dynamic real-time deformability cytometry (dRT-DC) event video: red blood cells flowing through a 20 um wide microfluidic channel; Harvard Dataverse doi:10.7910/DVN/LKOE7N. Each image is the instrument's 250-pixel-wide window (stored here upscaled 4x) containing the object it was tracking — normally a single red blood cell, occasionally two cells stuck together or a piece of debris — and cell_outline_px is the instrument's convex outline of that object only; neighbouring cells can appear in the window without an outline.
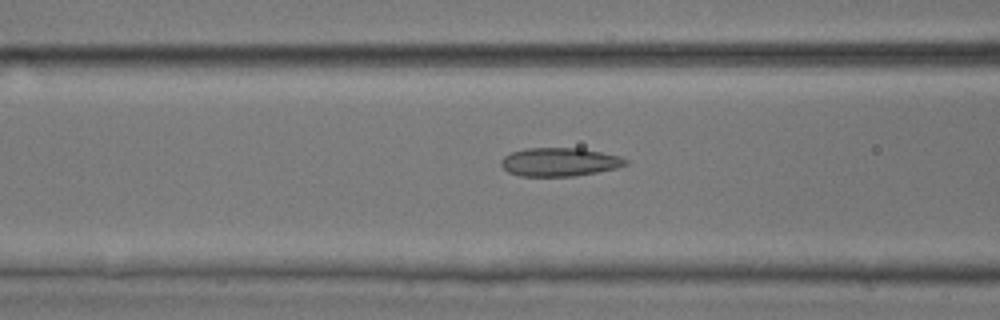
{"species": "common noctule bat (a hibernating species)", "species_latin": "Nyctalus noctula", "temperature_condition": "room temperature", "stored_images_in_passage": 49, "camera_frame_rate_fps": 3000, "um_per_image_px": 0.085, "animal": {"sex": "male", "body_mass_g": 17.9, "forearm_length_mm": 54.2}, "frame": {"image": 1, "passage_image": 20, "time_ms": 6.333, "image_size_px": [1000, 320], "cell_outline_px": [[628, 164], [616, 168], [576, 176], [520, 176], [508, 172], [500, 164], [500, 160], [504, 156], [512, 152], [524, 148], [580, 148], [620, 156], [628, 160]], "centroid_in_image_um": [47.54, 13.77], "position_along_channel_um": 119.1, "area_um2": 20.69}}
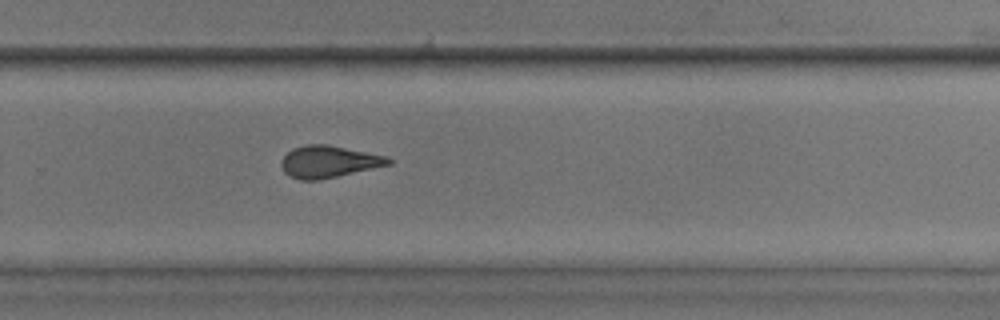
{"frame": {"image": 2, "passage_image": 33, "time_ms": 10.667, "image_size_px": [1000, 320], "cell_outline_px": [[392, 164], [336, 176], [316, 180], [300, 180], [284, 172], [280, 164], [280, 160], [292, 148], [308, 144], [328, 144], [384, 156], [392, 160]], "centroid_in_image_um": [27.9, 13.73], "position_along_channel_um": 301.9, "area_um2": 19.65}}
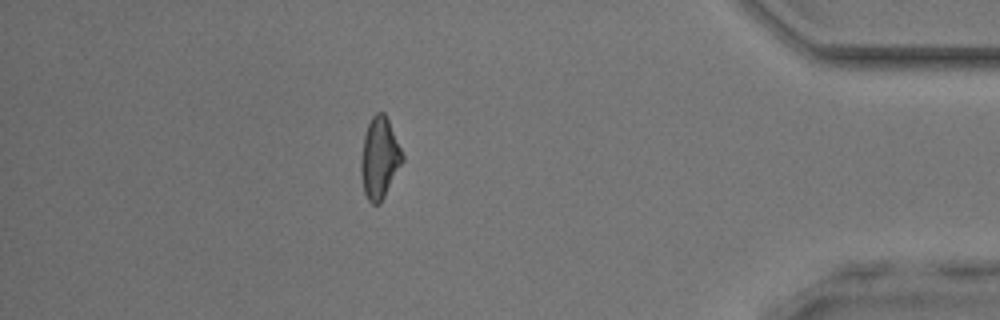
{"frame": {"image": 3, "passage_image": 43, "time_ms": 14.0, "image_size_px": [1000, 320], "cell_outline_px": [[404, 160], [380, 204], [372, 204], [368, 200], [364, 192], [360, 172], [360, 160], [364, 136], [368, 124], [372, 116], [376, 112], [384, 112], [388, 120], [404, 156]], "centroid_in_image_um": [32.25, 13.45], "position_along_channel_um": 403.0, "area_um2": 19.54}, "authors_computed_cell_mechanics": {"area_um2": 20.0566, "velocity_mm_per_s": 4.2305, "shape_relaxation_time_tau1_ms": null, "shape_relaxation_time_tau2_ms": 1.8647, "deformation_change_tau1": null, "deformation_change_tau2": 0.0899}}